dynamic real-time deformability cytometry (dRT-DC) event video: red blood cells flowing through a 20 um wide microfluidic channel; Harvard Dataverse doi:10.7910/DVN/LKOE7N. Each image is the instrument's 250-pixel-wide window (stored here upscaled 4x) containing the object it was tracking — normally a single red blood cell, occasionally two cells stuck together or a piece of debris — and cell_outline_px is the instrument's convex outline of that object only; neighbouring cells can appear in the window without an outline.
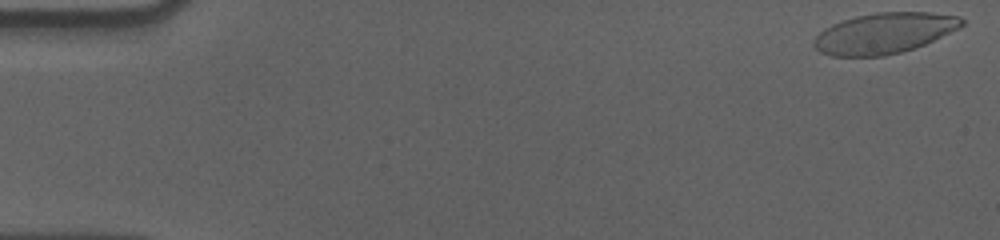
{"species": "human", "species_latin": "Homo sapiens", "temperature_condition": "cold", "stored_images_in_passage": 57, "camera_frame_rate_fps": 3000, "um_per_image_px": 0.085, "donor": {"sex": "male"}, "frame": {"image": 1, "passage_image": 1, "time_ms": 0.0, "image_size_px": [1000, 240], "cell_outline_px": [[964, 24], [960, 28], [924, 44], [900, 52], [884, 56], [832, 56], [820, 52], [812, 44], [812, 40], [824, 28], [832, 24], [856, 16], [876, 12], [928, 12], [960, 16], [964, 20]], "centroid_in_image_um": [75.15, 2.81], "position_along_channel_um": 9.9, "area_um2": 34.97}}
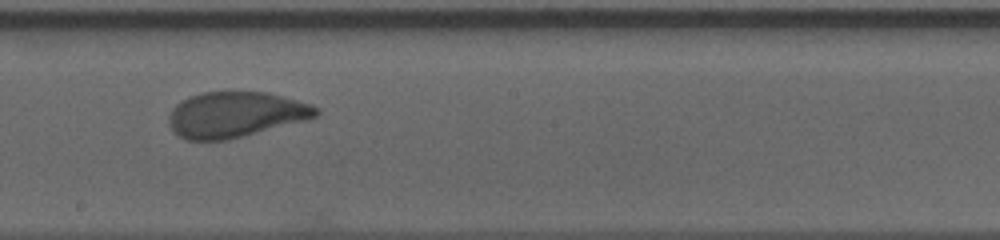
{"frame": {"image": 2, "passage_image": 32, "time_ms": 10.333, "image_size_px": [1000, 240], "cell_outline_px": [[320, 112], [316, 116], [308, 120], [228, 140], [184, 140], [168, 124], [168, 116], [172, 108], [180, 100], [188, 96], [200, 92], [268, 92], [312, 104], [320, 108]], "centroid_in_image_um": [20.02, 9.73], "position_along_channel_um": 228.2, "area_um2": 39.48}}
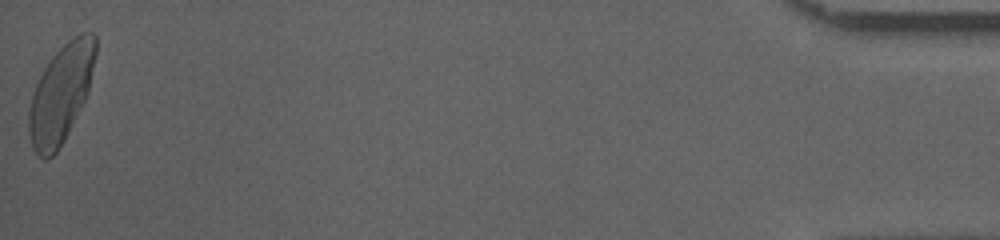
{"frame": {"image": 3, "passage_image": 57, "time_ms": 18.667, "image_size_px": [1000, 240], "cell_outline_px": [[96, 52], [88, 92], [64, 140], [56, 152], [48, 160], [44, 160], [32, 148], [28, 132], [28, 112], [32, 96], [36, 84], [44, 68], [52, 56], [68, 40], [80, 32], [92, 32], [96, 36]], "centroid_in_image_um": [5.17, 7.96], "position_along_channel_um": 430.0, "area_um2": 37.74}, "authors_computed_cell_mechanics": {"area_um2": 38.148, "velocity_mm_per_s": 3.5553, "shape_relaxation_time_tau1_ms": 4.3474, "shape_relaxation_time_tau2_ms": 0.9257, "deformation_change_tau1": 0.1847, "deformation_change_tau2": 0.071}}